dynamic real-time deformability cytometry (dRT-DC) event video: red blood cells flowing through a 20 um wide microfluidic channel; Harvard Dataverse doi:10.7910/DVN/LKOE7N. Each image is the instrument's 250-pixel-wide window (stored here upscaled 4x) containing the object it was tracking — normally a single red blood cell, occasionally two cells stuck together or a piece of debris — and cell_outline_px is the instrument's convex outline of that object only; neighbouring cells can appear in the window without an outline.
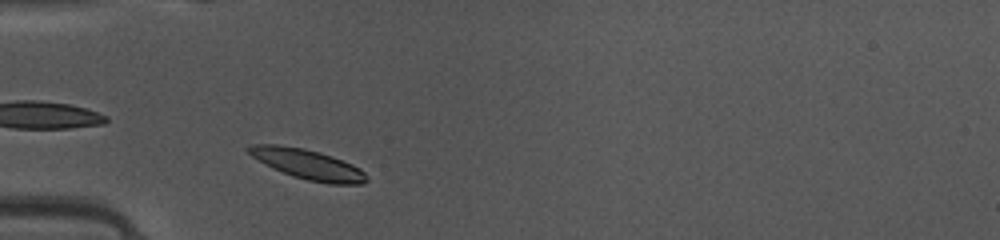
{"species": "common noctule bat (a hibernating species)", "species_latin": "Nyctalus noctula", "temperature_condition": "warm", "stored_images_in_passage": 31, "camera_frame_rate_fps": 3000, "um_per_image_px": 0.085, "animal": {"sex": "female", "body_mass_g": 10.0, "forearm_length_mm": 53.1}, "frame": {"image": 1, "passage_image": 2, "time_ms": 0.333, "image_size_px": [1000, 240], "cell_outline_px": [[368, 180], [364, 184], [328, 184], [308, 180], [292, 176], [272, 168], [252, 156], [244, 148], [252, 144], [276, 144], [304, 148], [320, 152], [332, 156], [352, 164], [360, 168], [368, 176]], "centroid_in_image_um": [26.17, 13.96], "position_along_channel_um": 58.8, "area_um2": 20.75}}
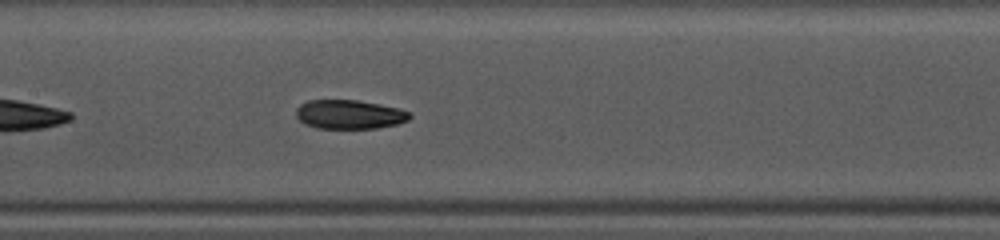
{"frame": {"image": 2, "passage_image": 11, "time_ms": 3.333, "image_size_px": [1000, 240], "cell_outline_px": [[412, 116], [408, 120], [396, 124], [376, 128], [316, 128], [304, 124], [296, 116], [296, 108], [300, 104], [308, 100], [356, 100], [380, 104], [396, 108], [408, 112]], "centroid_in_image_um": [29.65, 9.72], "position_along_channel_um": 177.7, "area_um2": 19.13}}
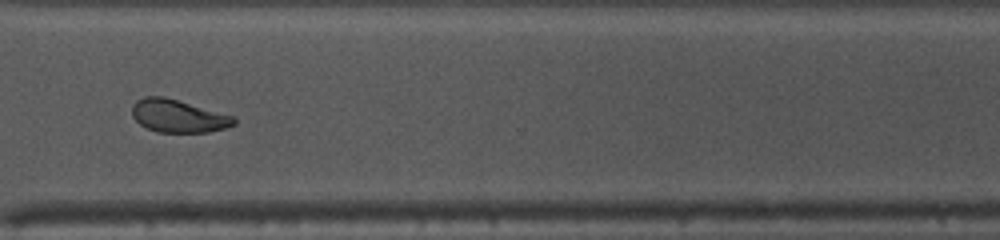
{"frame": {"image": 3, "passage_image": 24, "time_ms": 7.667, "image_size_px": [1000, 240], "cell_outline_px": [[236, 124], [224, 128], [208, 132], [156, 132], [140, 124], [132, 116], [132, 108], [136, 100], [144, 96], [164, 96], [236, 116]], "centroid_in_image_um": [15.16, 9.85], "position_along_channel_um": 355.4, "area_um2": 19.59}, "authors_computed_cell_mechanics": {"area_um2": 19.941, "velocity_mm_per_s": 4.108, "shape_relaxation_time_tau1_ms": 3.3241, "shape_relaxation_time_tau2_ms": 2.9641, "deformation_change_tau1": 0.1599, "deformation_change_tau2": 0.0825}}